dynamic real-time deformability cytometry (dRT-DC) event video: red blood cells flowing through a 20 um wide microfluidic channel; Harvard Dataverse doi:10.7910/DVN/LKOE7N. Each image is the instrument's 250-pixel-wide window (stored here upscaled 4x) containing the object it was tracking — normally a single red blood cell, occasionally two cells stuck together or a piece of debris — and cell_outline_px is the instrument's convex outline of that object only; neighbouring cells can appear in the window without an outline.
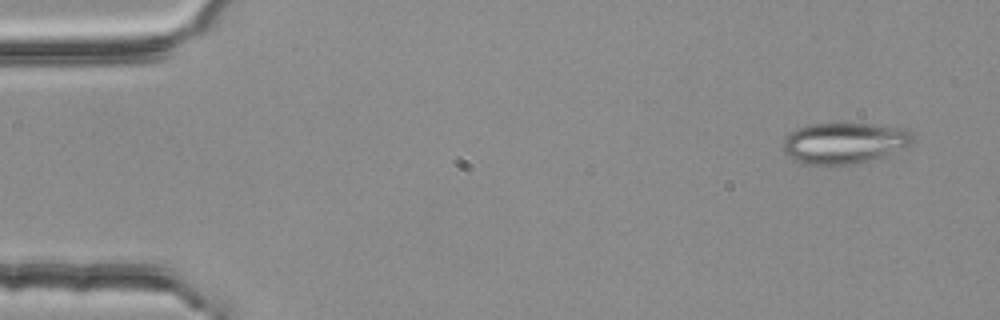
{"species": "common noctule bat (a hibernating species)", "species_latin": "Nyctalus noctula", "temperature_condition": "room temperature", "stored_images_in_passage": 5, "camera_frame_rate_fps": 3000, "um_per_image_px": 0.085, "animal": {"sex": "female", "body_mass_g": 25.1}, "frame": {"image": 1, "passage_image": 1, "time_ms": 0.0, "image_size_px": [1000, 320], "cell_outline_px": [[912, 140], [908, 148], [888, 156], [852, 164], [808, 164], [792, 160], [784, 152], [784, 136], [788, 132], [812, 124], [868, 124], [908, 128], [912, 136]], "centroid_in_image_um": [71.8, 12.16], "position_along_channel_um": 13.2, "area_um2": 31.15}}